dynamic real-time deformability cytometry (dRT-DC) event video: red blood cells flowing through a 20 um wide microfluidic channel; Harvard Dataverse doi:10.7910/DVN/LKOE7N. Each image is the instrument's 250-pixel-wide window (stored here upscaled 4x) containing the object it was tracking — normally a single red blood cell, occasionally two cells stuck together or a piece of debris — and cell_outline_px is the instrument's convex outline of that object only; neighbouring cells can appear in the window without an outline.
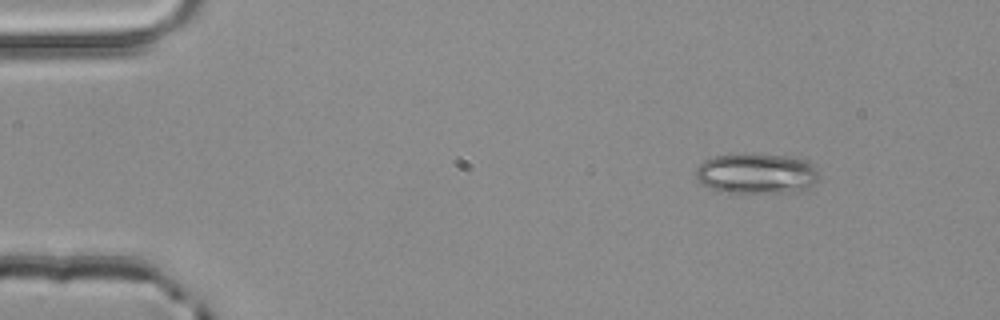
{"species": "common noctule bat (a hibernating species)", "species_latin": "Nyctalus noctula", "temperature_condition": "room temperature", "stored_images_in_passage": 3, "camera_frame_rate_fps": 3000, "um_per_image_px": 0.085, "animal": {"sex": "male", "body_mass_g": 20.4}, "frame": {"image": 1, "passage_image": 1, "time_ms": 0.0, "image_size_px": [1000, 320], "cell_outline_px": [[820, 176], [804, 192], [720, 192], [700, 184], [696, 176], [696, 168], [704, 160], [716, 156], [744, 152], [752, 152], [792, 156], [804, 160], [812, 164], [820, 172]], "centroid_in_image_um": [64.32, 14.72], "position_along_channel_um": 20.7, "area_um2": 29.77}}